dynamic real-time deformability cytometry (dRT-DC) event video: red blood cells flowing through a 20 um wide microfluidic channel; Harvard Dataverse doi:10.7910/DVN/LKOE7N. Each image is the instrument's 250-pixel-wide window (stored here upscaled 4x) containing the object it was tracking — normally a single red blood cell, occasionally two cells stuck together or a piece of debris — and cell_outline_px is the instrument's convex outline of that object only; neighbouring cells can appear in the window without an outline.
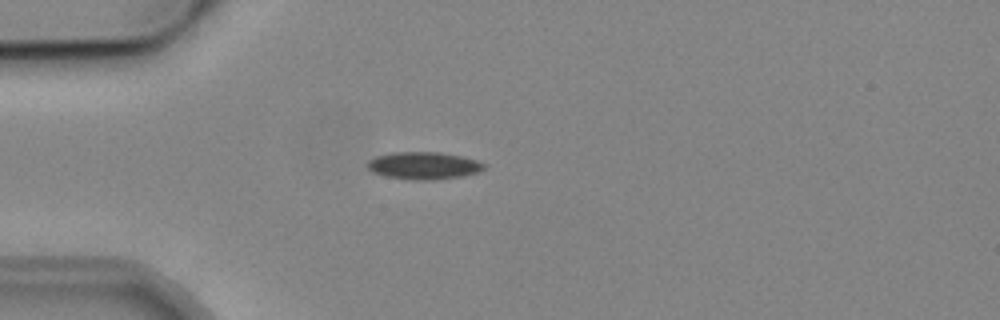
{"species": "common noctule bat (a hibernating species)", "species_latin": "Nyctalus noctula", "temperature_condition": "cold", "stored_images_in_passage": 2, "camera_frame_rate_fps": 3000, "um_per_image_px": 0.085, "animal": {"sex": "male", "body_mass_g": 19.2, "forearm_length_mm": 51.8}, "frame": {"image": 1, "passage_image": 1, "time_ms": 0.0, "image_size_px": [1000, 320], "cell_outline_px": [[484, 168], [476, 172], [460, 176], [432, 180], [412, 180], [384, 176], [372, 172], [368, 168], [368, 160], [376, 156], [392, 152], [440, 152], [460, 156], [476, 160], [484, 164]], "centroid_in_image_um": [35.95, 14.07], "position_along_channel_um": 49.0, "area_um2": 18.44}}